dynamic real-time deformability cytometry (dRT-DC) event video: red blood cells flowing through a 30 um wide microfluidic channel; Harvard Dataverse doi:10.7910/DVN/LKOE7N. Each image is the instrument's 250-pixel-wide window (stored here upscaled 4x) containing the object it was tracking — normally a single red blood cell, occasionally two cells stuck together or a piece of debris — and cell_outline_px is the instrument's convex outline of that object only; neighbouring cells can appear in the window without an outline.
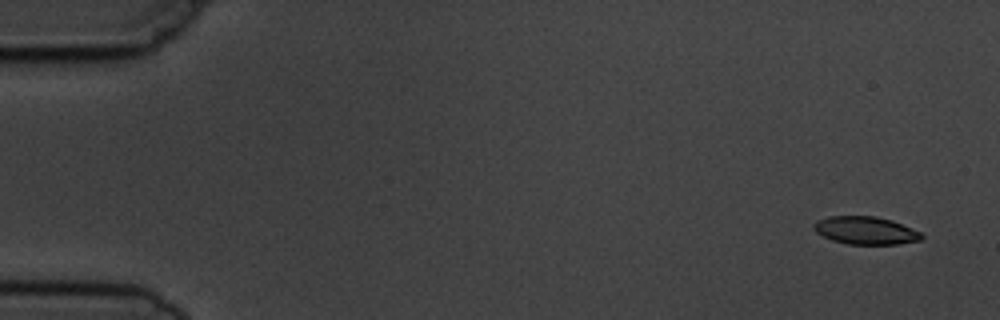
{"species": "common noctule bat (a hibernating species)", "species_latin": "Nyctalus noctula", "temperature_condition": "cold", "stored_images_in_passage": 6, "camera_frame_rate_fps": 3000, "um_per_image_px": 0.085, "animal": {"sex": "male", "body_mass_g": 19.5, "forearm_length_mm": 54.6}, "frame": {"image": 1, "passage_image": 1, "time_ms": 0.0, "image_size_px": [1000, 320], "cell_outline_px": [[924, 236], [920, 240], [896, 244], [848, 244], [832, 240], [816, 232], [812, 228], [812, 224], [816, 220], [828, 216], [876, 216], [892, 220], [920, 232]], "centroid_in_image_um": [73.53, 19.58], "position_along_channel_um": 11.5, "area_um2": 17.46}}
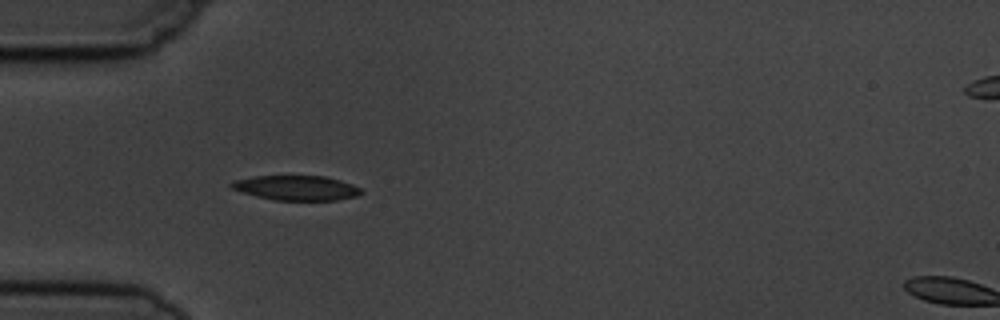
{"frame": {"image": 2, "passage_image": 5, "time_ms": 4.667, "image_size_px": [1000, 320], "cell_outline_px": [[364, 192], [356, 196], [336, 200], [276, 200], [256, 196], [232, 188], [228, 184], [236, 180], [252, 176], [324, 176], [340, 180], [352, 184], [360, 188]], "centroid_in_image_um": [25.21, 15.97], "position_along_channel_um": 59.8, "area_um2": 18.55}}
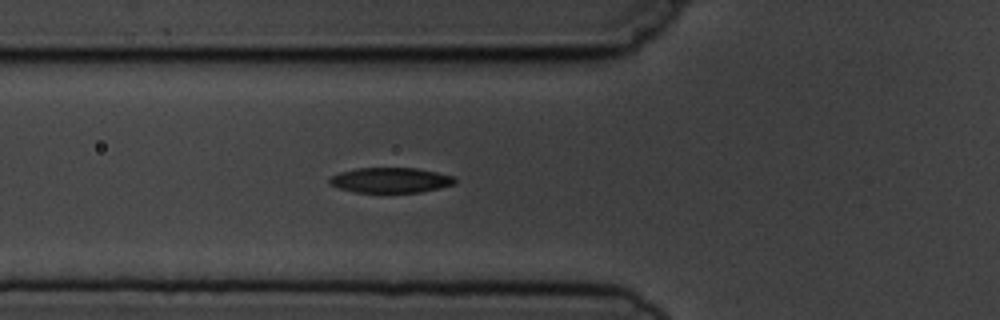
{"frame": {"image": 3, "passage_image": 6, "time_ms": 5.667, "image_size_px": [1000, 320], "cell_outline_px": [[456, 184], [440, 188], [420, 192], [356, 192], [340, 188], [328, 184], [328, 180], [332, 176], [340, 172], [356, 168], [416, 168], [456, 176]], "centroid_in_image_um": [33.23, 15.31], "position_along_channel_um": 92.6, "area_um2": 18.44}}